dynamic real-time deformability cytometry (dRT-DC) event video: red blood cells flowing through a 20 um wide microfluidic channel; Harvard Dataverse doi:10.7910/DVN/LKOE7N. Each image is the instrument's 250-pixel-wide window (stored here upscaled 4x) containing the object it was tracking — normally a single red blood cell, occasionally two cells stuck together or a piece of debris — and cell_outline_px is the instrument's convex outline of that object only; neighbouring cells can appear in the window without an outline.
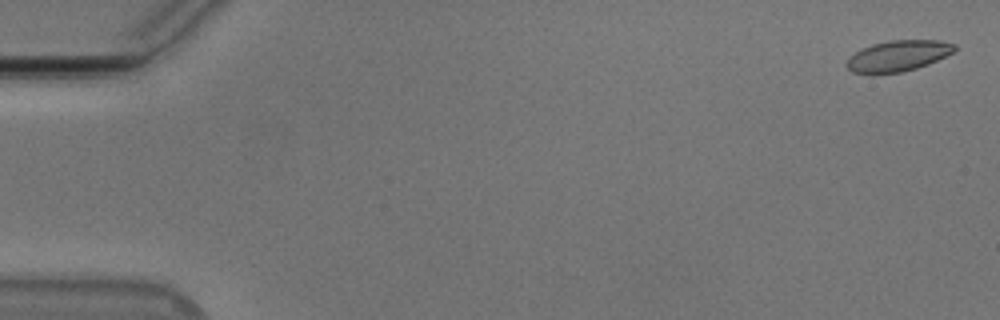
{"species": "Egyptian fruit bat (a non-hibernating species)", "species_latin": "Rousettus aegyptiacus", "temperature_condition": "cold", "stored_images_in_passage": 11, "camera_frame_rate_fps": 3000, "um_per_image_px": 0.085, "animal": {"sex": "male"}, "frame": {"image": 1, "passage_image": 2, "time_ms": 0.333, "image_size_px": [1000, 320], "cell_outline_px": [[956, 48], [952, 52], [928, 64], [916, 68], [900, 72], [872, 76], [852, 72], [844, 64], [848, 56], [872, 44], [888, 40], [940, 40], [956, 44]], "centroid_in_image_um": [76.26, 4.77], "position_along_channel_um": 8.7, "area_um2": 19.77}}